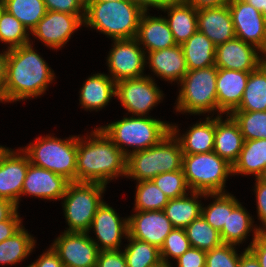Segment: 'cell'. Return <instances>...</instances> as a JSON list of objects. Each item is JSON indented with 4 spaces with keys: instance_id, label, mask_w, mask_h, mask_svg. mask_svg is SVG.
Wrapping results in <instances>:
<instances>
[{
    "instance_id": "6da1fadb",
    "label": "cell",
    "mask_w": 266,
    "mask_h": 267,
    "mask_svg": "<svg viewBox=\"0 0 266 267\" xmlns=\"http://www.w3.org/2000/svg\"><path fill=\"white\" fill-rule=\"evenodd\" d=\"M33 41L9 49L3 102L12 103L43 95L53 82L55 73L35 50Z\"/></svg>"
},
{
    "instance_id": "7a4b0ae2",
    "label": "cell",
    "mask_w": 266,
    "mask_h": 267,
    "mask_svg": "<svg viewBox=\"0 0 266 267\" xmlns=\"http://www.w3.org/2000/svg\"><path fill=\"white\" fill-rule=\"evenodd\" d=\"M77 136L76 182H98L126 176L127 156L97 127L85 137Z\"/></svg>"
},
{
    "instance_id": "3957f363",
    "label": "cell",
    "mask_w": 266,
    "mask_h": 267,
    "mask_svg": "<svg viewBox=\"0 0 266 267\" xmlns=\"http://www.w3.org/2000/svg\"><path fill=\"white\" fill-rule=\"evenodd\" d=\"M144 11L131 0H86L83 26L112 40L136 38Z\"/></svg>"
},
{
    "instance_id": "277c9868",
    "label": "cell",
    "mask_w": 266,
    "mask_h": 267,
    "mask_svg": "<svg viewBox=\"0 0 266 267\" xmlns=\"http://www.w3.org/2000/svg\"><path fill=\"white\" fill-rule=\"evenodd\" d=\"M99 127L126 156L158 144L171 132L169 122L151 116L126 115L121 120Z\"/></svg>"
},
{
    "instance_id": "5b68a950",
    "label": "cell",
    "mask_w": 266,
    "mask_h": 267,
    "mask_svg": "<svg viewBox=\"0 0 266 267\" xmlns=\"http://www.w3.org/2000/svg\"><path fill=\"white\" fill-rule=\"evenodd\" d=\"M183 156L179 140L170 132L158 144L129 154L125 177L136 182L149 181L161 173L180 170Z\"/></svg>"
},
{
    "instance_id": "8992f818",
    "label": "cell",
    "mask_w": 266,
    "mask_h": 267,
    "mask_svg": "<svg viewBox=\"0 0 266 267\" xmlns=\"http://www.w3.org/2000/svg\"><path fill=\"white\" fill-rule=\"evenodd\" d=\"M35 140L21 147L30 163L76 182L77 135L61 139L49 134Z\"/></svg>"
},
{
    "instance_id": "52a82bcc",
    "label": "cell",
    "mask_w": 266,
    "mask_h": 267,
    "mask_svg": "<svg viewBox=\"0 0 266 267\" xmlns=\"http://www.w3.org/2000/svg\"><path fill=\"white\" fill-rule=\"evenodd\" d=\"M217 73L218 68L215 65L188 70L178 84L181 88H179L177 103L175 102L176 112L191 115L209 113L208 116L217 113Z\"/></svg>"
},
{
    "instance_id": "ba28073f",
    "label": "cell",
    "mask_w": 266,
    "mask_h": 267,
    "mask_svg": "<svg viewBox=\"0 0 266 267\" xmlns=\"http://www.w3.org/2000/svg\"><path fill=\"white\" fill-rule=\"evenodd\" d=\"M107 186L98 182H69L61 200L68 227L66 232H88L102 205Z\"/></svg>"
},
{
    "instance_id": "9c48e42d",
    "label": "cell",
    "mask_w": 266,
    "mask_h": 267,
    "mask_svg": "<svg viewBox=\"0 0 266 267\" xmlns=\"http://www.w3.org/2000/svg\"><path fill=\"white\" fill-rule=\"evenodd\" d=\"M183 171L190 191L225 193L226 181L232 176V165L214 151L184 154Z\"/></svg>"
},
{
    "instance_id": "30bf717a",
    "label": "cell",
    "mask_w": 266,
    "mask_h": 267,
    "mask_svg": "<svg viewBox=\"0 0 266 267\" xmlns=\"http://www.w3.org/2000/svg\"><path fill=\"white\" fill-rule=\"evenodd\" d=\"M151 75L116 82V99L132 116H147L164 94Z\"/></svg>"
},
{
    "instance_id": "8fae6325",
    "label": "cell",
    "mask_w": 266,
    "mask_h": 267,
    "mask_svg": "<svg viewBox=\"0 0 266 267\" xmlns=\"http://www.w3.org/2000/svg\"><path fill=\"white\" fill-rule=\"evenodd\" d=\"M107 55L108 74L115 82L143 77L146 54L136 38L112 40Z\"/></svg>"
},
{
    "instance_id": "7c38bea8",
    "label": "cell",
    "mask_w": 266,
    "mask_h": 267,
    "mask_svg": "<svg viewBox=\"0 0 266 267\" xmlns=\"http://www.w3.org/2000/svg\"><path fill=\"white\" fill-rule=\"evenodd\" d=\"M52 242L64 266L96 267L100 250L88 232H61Z\"/></svg>"
},
{
    "instance_id": "4fadbf2b",
    "label": "cell",
    "mask_w": 266,
    "mask_h": 267,
    "mask_svg": "<svg viewBox=\"0 0 266 267\" xmlns=\"http://www.w3.org/2000/svg\"><path fill=\"white\" fill-rule=\"evenodd\" d=\"M85 15H73L62 12L47 11L46 15L30 32L50 49H61L71 35L83 26Z\"/></svg>"
},
{
    "instance_id": "5bb4252c",
    "label": "cell",
    "mask_w": 266,
    "mask_h": 267,
    "mask_svg": "<svg viewBox=\"0 0 266 267\" xmlns=\"http://www.w3.org/2000/svg\"><path fill=\"white\" fill-rule=\"evenodd\" d=\"M235 35L266 54V20L262 13L243 0H230Z\"/></svg>"
},
{
    "instance_id": "9a60e30c",
    "label": "cell",
    "mask_w": 266,
    "mask_h": 267,
    "mask_svg": "<svg viewBox=\"0 0 266 267\" xmlns=\"http://www.w3.org/2000/svg\"><path fill=\"white\" fill-rule=\"evenodd\" d=\"M91 230L96 236L93 239L91 237V240L100 251L121 250L122 238L126 239L128 236V217L121 218L115 209L104 201L95 213L88 233Z\"/></svg>"
},
{
    "instance_id": "2e32d148",
    "label": "cell",
    "mask_w": 266,
    "mask_h": 267,
    "mask_svg": "<svg viewBox=\"0 0 266 267\" xmlns=\"http://www.w3.org/2000/svg\"><path fill=\"white\" fill-rule=\"evenodd\" d=\"M30 160L21 149L8 150L0 158V198L7 199L19 207L23 182Z\"/></svg>"
},
{
    "instance_id": "e0dca14e",
    "label": "cell",
    "mask_w": 266,
    "mask_h": 267,
    "mask_svg": "<svg viewBox=\"0 0 266 267\" xmlns=\"http://www.w3.org/2000/svg\"><path fill=\"white\" fill-rule=\"evenodd\" d=\"M128 216V235L160 249L173 225L163 210L134 211Z\"/></svg>"
},
{
    "instance_id": "ac0fdd59",
    "label": "cell",
    "mask_w": 266,
    "mask_h": 267,
    "mask_svg": "<svg viewBox=\"0 0 266 267\" xmlns=\"http://www.w3.org/2000/svg\"><path fill=\"white\" fill-rule=\"evenodd\" d=\"M262 62H264V54L254 45L237 37L216 47L215 66L217 68L251 72Z\"/></svg>"
},
{
    "instance_id": "d6986e66",
    "label": "cell",
    "mask_w": 266,
    "mask_h": 267,
    "mask_svg": "<svg viewBox=\"0 0 266 267\" xmlns=\"http://www.w3.org/2000/svg\"><path fill=\"white\" fill-rule=\"evenodd\" d=\"M69 181L45 168L29 164L21 196H34L44 200H61Z\"/></svg>"
},
{
    "instance_id": "ffe728a7",
    "label": "cell",
    "mask_w": 266,
    "mask_h": 267,
    "mask_svg": "<svg viewBox=\"0 0 266 267\" xmlns=\"http://www.w3.org/2000/svg\"><path fill=\"white\" fill-rule=\"evenodd\" d=\"M250 72L218 68L217 115H230L242 101Z\"/></svg>"
},
{
    "instance_id": "44dd1931",
    "label": "cell",
    "mask_w": 266,
    "mask_h": 267,
    "mask_svg": "<svg viewBox=\"0 0 266 267\" xmlns=\"http://www.w3.org/2000/svg\"><path fill=\"white\" fill-rule=\"evenodd\" d=\"M250 215L238 199L233 194L228 193V219L227 223L224 224L222 230L219 232L222 242L240 246V244L245 242L247 236H250L249 233L252 231L253 240L246 248L249 249L259 232L257 226L253 225L254 218Z\"/></svg>"
},
{
    "instance_id": "7402d4cb",
    "label": "cell",
    "mask_w": 266,
    "mask_h": 267,
    "mask_svg": "<svg viewBox=\"0 0 266 267\" xmlns=\"http://www.w3.org/2000/svg\"><path fill=\"white\" fill-rule=\"evenodd\" d=\"M197 26L216 47L236 37L228 4L197 10Z\"/></svg>"
},
{
    "instance_id": "603a6c76",
    "label": "cell",
    "mask_w": 266,
    "mask_h": 267,
    "mask_svg": "<svg viewBox=\"0 0 266 267\" xmlns=\"http://www.w3.org/2000/svg\"><path fill=\"white\" fill-rule=\"evenodd\" d=\"M145 60L155 76L171 83L179 84L188 72L181 45L147 52Z\"/></svg>"
},
{
    "instance_id": "cb8c5ba5",
    "label": "cell",
    "mask_w": 266,
    "mask_h": 267,
    "mask_svg": "<svg viewBox=\"0 0 266 267\" xmlns=\"http://www.w3.org/2000/svg\"><path fill=\"white\" fill-rule=\"evenodd\" d=\"M148 11H144L139 20L138 33L136 39L144 49L145 54L155 50H162L174 47L177 43L168 26L165 17L151 16Z\"/></svg>"
},
{
    "instance_id": "d4e9b609",
    "label": "cell",
    "mask_w": 266,
    "mask_h": 267,
    "mask_svg": "<svg viewBox=\"0 0 266 267\" xmlns=\"http://www.w3.org/2000/svg\"><path fill=\"white\" fill-rule=\"evenodd\" d=\"M205 117V121H198L182 135L176 126L171 123V132L179 140L184 154L209 153L214 150L215 117Z\"/></svg>"
},
{
    "instance_id": "484cf974",
    "label": "cell",
    "mask_w": 266,
    "mask_h": 267,
    "mask_svg": "<svg viewBox=\"0 0 266 267\" xmlns=\"http://www.w3.org/2000/svg\"><path fill=\"white\" fill-rule=\"evenodd\" d=\"M222 118V115L215 117L213 151L233 166L242 150L244 139L238 124L230 115Z\"/></svg>"
},
{
    "instance_id": "4316f807",
    "label": "cell",
    "mask_w": 266,
    "mask_h": 267,
    "mask_svg": "<svg viewBox=\"0 0 266 267\" xmlns=\"http://www.w3.org/2000/svg\"><path fill=\"white\" fill-rule=\"evenodd\" d=\"M79 93L81 107L97 112L116 97V82L107 74L95 73L85 80Z\"/></svg>"
},
{
    "instance_id": "83f0119b",
    "label": "cell",
    "mask_w": 266,
    "mask_h": 267,
    "mask_svg": "<svg viewBox=\"0 0 266 267\" xmlns=\"http://www.w3.org/2000/svg\"><path fill=\"white\" fill-rule=\"evenodd\" d=\"M177 45L186 42L197 30V10L183 0L168 3L161 9ZM167 17V18H166Z\"/></svg>"
},
{
    "instance_id": "f1b7e54d",
    "label": "cell",
    "mask_w": 266,
    "mask_h": 267,
    "mask_svg": "<svg viewBox=\"0 0 266 267\" xmlns=\"http://www.w3.org/2000/svg\"><path fill=\"white\" fill-rule=\"evenodd\" d=\"M201 197L206 199V193L190 191V194L187 193L184 196L169 199L163 211L174 228L185 229L201 215L202 201L198 200Z\"/></svg>"
},
{
    "instance_id": "f546056e",
    "label": "cell",
    "mask_w": 266,
    "mask_h": 267,
    "mask_svg": "<svg viewBox=\"0 0 266 267\" xmlns=\"http://www.w3.org/2000/svg\"><path fill=\"white\" fill-rule=\"evenodd\" d=\"M266 166V139L244 141L237 161L232 166V174L255 175V179L261 175Z\"/></svg>"
},
{
    "instance_id": "4dcf8cb0",
    "label": "cell",
    "mask_w": 266,
    "mask_h": 267,
    "mask_svg": "<svg viewBox=\"0 0 266 267\" xmlns=\"http://www.w3.org/2000/svg\"><path fill=\"white\" fill-rule=\"evenodd\" d=\"M181 47L188 70L215 65L216 46L202 32L197 30Z\"/></svg>"
},
{
    "instance_id": "1f68e13d",
    "label": "cell",
    "mask_w": 266,
    "mask_h": 267,
    "mask_svg": "<svg viewBox=\"0 0 266 267\" xmlns=\"http://www.w3.org/2000/svg\"><path fill=\"white\" fill-rule=\"evenodd\" d=\"M235 111H266V62L251 71L243 98Z\"/></svg>"
},
{
    "instance_id": "d6a6232c",
    "label": "cell",
    "mask_w": 266,
    "mask_h": 267,
    "mask_svg": "<svg viewBox=\"0 0 266 267\" xmlns=\"http://www.w3.org/2000/svg\"><path fill=\"white\" fill-rule=\"evenodd\" d=\"M36 240L23 226L12 237L0 242V265H16L33 252Z\"/></svg>"
},
{
    "instance_id": "836d02e7",
    "label": "cell",
    "mask_w": 266,
    "mask_h": 267,
    "mask_svg": "<svg viewBox=\"0 0 266 267\" xmlns=\"http://www.w3.org/2000/svg\"><path fill=\"white\" fill-rule=\"evenodd\" d=\"M5 10L15 16L31 32L46 15L44 0H4Z\"/></svg>"
},
{
    "instance_id": "e575fe53",
    "label": "cell",
    "mask_w": 266,
    "mask_h": 267,
    "mask_svg": "<svg viewBox=\"0 0 266 267\" xmlns=\"http://www.w3.org/2000/svg\"><path fill=\"white\" fill-rule=\"evenodd\" d=\"M123 253L127 267H151L161 262L160 249L152 244L130 237L126 238Z\"/></svg>"
},
{
    "instance_id": "d590c367",
    "label": "cell",
    "mask_w": 266,
    "mask_h": 267,
    "mask_svg": "<svg viewBox=\"0 0 266 267\" xmlns=\"http://www.w3.org/2000/svg\"><path fill=\"white\" fill-rule=\"evenodd\" d=\"M185 231L191 247L193 248L209 251L223 243L220 233L214 229L202 215L193 220L185 228Z\"/></svg>"
},
{
    "instance_id": "8d00e7d4",
    "label": "cell",
    "mask_w": 266,
    "mask_h": 267,
    "mask_svg": "<svg viewBox=\"0 0 266 267\" xmlns=\"http://www.w3.org/2000/svg\"><path fill=\"white\" fill-rule=\"evenodd\" d=\"M29 30L11 13L4 9L0 16V41L7 49L31 43Z\"/></svg>"
},
{
    "instance_id": "74e56055",
    "label": "cell",
    "mask_w": 266,
    "mask_h": 267,
    "mask_svg": "<svg viewBox=\"0 0 266 267\" xmlns=\"http://www.w3.org/2000/svg\"><path fill=\"white\" fill-rule=\"evenodd\" d=\"M136 184L134 211L163 210L169 202L168 197L152 180Z\"/></svg>"
},
{
    "instance_id": "f35d334b",
    "label": "cell",
    "mask_w": 266,
    "mask_h": 267,
    "mask_svg": "<svg viewBox=\"0 0 266 267\" xmlns=\"http://www.w3.org/2000/svg\"><path fill=\"white\" fill-rule=\"evenodd\" d=\"M230 116L238 124L244 141L266 139V111H233Z\"/></svg>"
},
{
    "instance_id": "ab89813d",
    "label": "cell",
    "mask_w": 266,
    "mask_h": 267,
    "mask_svg": "<svg viewBox=\"0 0 266 267\" xmlns=\"http://www.w3.org/2000/svg\"><path fill=\"white\" fill-rule=\"evenodd\" d=\"M213 198L214 201L204 207L202 205V217L218 232H220L228 219V192L206 193V198Z\"/></svg>"
},
{
    "instance_id": "60d3db41",
    "label": "cell",
    "mask_w": 266,
    "mask_h": 267,
    "mask_svg": "<svg viewBox=\"0 0 266 267\" xmlns=\"http://www.w3.org/2000/svg\"><path fill=\"white\" fill-rule=\"evenodd\" d=\"M152 181L163 191L168 199H175L190 193L183 168L155 176Z\"/></svg>"
},
{
    "instance_id": "b9f144b4",
    "label": "cell",
    "mask_w": 266,
    "mask_h": 267,
    "mask_svg": "<svg viewBox=\"0 0 266 267\" xmlns=\"http://www.w3.org/2000/svg\"><path fill=\"white\" fill-rule=\"evenodd\" d=\"M191 248L184 228H173L160 248L161 261L171 266L170 258L178 259Z\"/></svg>"
},
{
    "instance_id": "7bdbcfd3",
    "label": "cell",
    "mask_w": 266,
    "mask_h": 267,
    "mask_svg": "<svg viewBox=\"0 0 266 267\" xmlns=\"http://www.w3.org/2000/svg\"><path fill=\"white\" fill-rule=\"evenodd\" d=\"M235 245L222 243L220 246L206 251L205 267H237L241 254Z\"/></svg>"
},
{
    "instance_id": "ee69618b",
    "label": "cell",
    "mask_w": 266,
    "mask_h": 267,
    "mask_svg": "<svg viewBox=\"0 0 266 267\" xmlns=\"http://www.w3.org/2000/svg\"><path fill=\"white\" fill-rule=\"evenodd\" d=\"M47 11L85 15L86 0H44Z\"/></svg>"
},
{
    "instance_id": "f6af8a7d",
    "label": "cell",
    "mask_w": 266,
    "mask_h": 267,
    "mask_svg": "<svg viewBox=\"0 0 266 267\" xmlns=\"http://www.w3.org/2000/svg\"><path fill=\"white\" fill-rule=\"evenodd\" d=\"M255 181L253 192L256 194L257 217L261 222L257 228L259 231H266V183L258 179Z\"/></svg>"
},
{
    "instance_id": "bcb514c9",
    "label": "cell",
    "mask_w": 266,
    "mask_h": 267,
    "mask_svg": "<svg viewBox=\"0 0 266 267\" xmlns=\"http://www.w3.org/2000/svg\"><path fill=\"white\" fill-rule=\"evenodd\" d=\"M176 262L175 267H205L206 251L191 247Z\"/></svg>"
},
{
    "instance_id": "7dc6e473",
    "label": "cell",
    "mask_w": 266,
    "mask_h": 267,
    "mask_svg": "<svg viewBox=\"0 0 266 267\" xmlns=\"http://www.w3.org/2000/svg\"><path fill=\"white\" fill-rule=\"evenodd\" d=\"M96 267H127L126 258L122 249L100 251Z\"/></svg>"
},
{
    "instance_id": "c3c4849f",
    "label": "cell",
    "mask_w": 266,
    "mask_h": 267,
    "mask_svg": "<svg viewBox=\"0 0 266 267\" xmlns=\"http://www.w3.org/2000/svg\"><path fill=\"white\" fill-rule=\"evenodd\" d=\"M18 210L7 220L0 222V242L12 237L24 225Z\"/></svg>"
},
{
    "instance_id": "681fc988",
    "label": "cell",
    "mask_w": 266,
    "mask_h": 267,
    "mask_svg": "<svg viewBox=\"0 0 266 267\" xmlns=\"http://www.w3.org/2000/svg\"><path fill=\"white\" fill-rule=\"evenodd\" d=\"M30 267H64L58 254L50 246L39 258L29 264Z\"/></svg>"
},
{
    "instance_id": "f907efd6",
    "label": "cell",
    "mask_w": 266,
    "mask_h": 267,
    "mask_svg": "<svg viewBox=\"0 0 266 267\" xmlns=\"http://www.w3.org/2000/svg\"><path fill=\"white\" fill-rule=\"evenodd\" d=\"M249 250L254 254L261 267H266V231H259L250 245Z\"/></svg>"
},
{
    "instance_id": "816d5d0a",
    "label": "cell",
    "mask_w": 266,
    "mask_h": 267,
    "mask_svg": "<svg viewBox=\"0 0 266 267\" xmlns=\"http://www.w3.org/2000/svg\"><path fill=\"white\" fill-rule=\"evenodd\" d=\"M192 5L196 10L227 5L230 0H183Z\"/></svg>"
},
{
    "instance_id": "f5cc1de1",
    "label": "cell",
    "mask_w": 266,
    "mask_h": 267,
    "mask_svg": "<svg viewBox=\"0 0 266 267\" xmlns=\"http://www.w3.org/2000/svg\"><path fill=\"white\" fill-rule=\"evenodd\" d=\"M137 4L143 11H148L151 8H157L161 10L168 3L174 2L176 0H131Z\"/></svg>"
},
{
    "instance_id": "db71d44e",
    "label": "cell",
    "mask_w": 266,
    "mask_h": 267,
    "mask_svg": "<svg viewBox=\"0 0 266 267\" xmlns=\"http://www.w3.org/2000/svg\"><path fill=\"white\" fill-rule=\"evenodd\" d=\"M18 210L13 202L0 198V222L9 219Z\"/></svg>"
},
{
    "instance_id": "11a10c76",
    "label": "cell",
    "mask_w": 266,
    "mask_h": 267,
    "mask_svg": "<svg viewBox=\"0 0 266 267\" xmlns=\"http://www.w3.org/2000/svg\"><path fill=\"white\" fill-rule=\"evenodd\" d=\"M0 53V103H3V88L6 78V64H7V58L9 54V49H4Z\"/></svg>"
},
{
    "instance_id": "9f6ffc18",
    "label": "cell",
    "mask_w": 266,
    "mask_h": 267,
    "mask_svg": "<svg viewBox=\"0 0 266 267\" xmlns=\"http://www.w3.org/2000/svg\"><path fill=\"white\" fill-rule=\"evenodd\" d=\"M237 267H261L259 261L249 249L241 252L240 261Z\"/></svg>"
},
{
    "instance_id": "6f0895ef",
    "label": "cell",
    "mask_w": 266,
    "mask_h": 267,
    "mask_svg": "<svg viewBox=\"0 0 266 267\" xmlns=\"http://www.w3.org/2000/svg\"><path fill=\"white\" fill-rule=\"evenodd\" d=\"M244 2L250 4L258 11L262 12L264 9V1L265 0H243Z\"/></svg>"
},
{
    "instance_id": "680465c9",
    "label": "cell",
    "mask_w": 266,
    "mask_h": 267,
    "mask_svg": "<svg viewBox=\"0 0 266 267\" xmlns=\"http://www.w3.org/2000/svg\"><path fill=\"white\" fill-rule=\"evenodd\" d=\"M258 180L266 183V166L263 169L261 175L258 177Z\"/></svg>"
},
{
    "instance_id": "91938a15",
    "label": "cell",
    "mask_w": 266,
    "mask_h": 267,
    "mask_svg": "<svg viewBox=\"0 0 266 267\" xmlns=\"http://www.w3.org/2000/svg\"><path fill=\"white\" fill-rule=\"evenodd\" d=\"M151 267H171V266L167 265L166 263L161 261L159 264H156V265L151 266Z\"/></svg>"
},
{
    "instance_id": "94428289",
    "label": "cell",
    "mask_w": 266,
    "mask_h": 267,
    "mask_svg": "<svg viewBox=\"0 0 266 267\" xmlns=\"http://www.w3.org/2000/svg\"><path fill=\"white\" fill-rule=\"evenodd\" d=\"M4 9H5L4 0H0V16H1L2 12L4 11Z\"/></svg>"
},
{
    "instance_id": "6125c7cd",
    "label": "cell",
    "mask_w": 266,
    "mask_h": 267,
    "mask_svg": "<svg viewBox=\"0 0 266 267\" xmlns=\"http://www.w3.org/2000/svg\"><path fill=\"white\" fill-rule=\"evenodd\" d=\"M7 150H8V147H4L0 145V158Z\"/></svg>"
},
{
    "instance_id": "be15d7a7",
    "label": "cell",
    "mask_w": 266,
    "mask_h": 267,
    "mask_svg": "<svg viewBox=\"0 0 266 267\" xmlns=\"http://www.w3.org/2000/svg\"><path fill=\"white\" fill-rule=\"evenodd\" d=\"M261 13H262V15L264 16V18L266 20V0L264 1V9H263V11Z\"/></svg>"
},
{
    "instance_id": "e7e4bbea",
    "label": "cell",
    "mask_w": 266,
    "mask_h": 267,
    "mask_svg": "<svg viewBox=\"0 0 266 267\" xmlns=\"http://www.w3.org/2000/svg\"><path fill=\"white\" fill-rule=\"evenodd\" d=\"M100 1H116V0H100Z\"/></svg>"
}]
</instances>
